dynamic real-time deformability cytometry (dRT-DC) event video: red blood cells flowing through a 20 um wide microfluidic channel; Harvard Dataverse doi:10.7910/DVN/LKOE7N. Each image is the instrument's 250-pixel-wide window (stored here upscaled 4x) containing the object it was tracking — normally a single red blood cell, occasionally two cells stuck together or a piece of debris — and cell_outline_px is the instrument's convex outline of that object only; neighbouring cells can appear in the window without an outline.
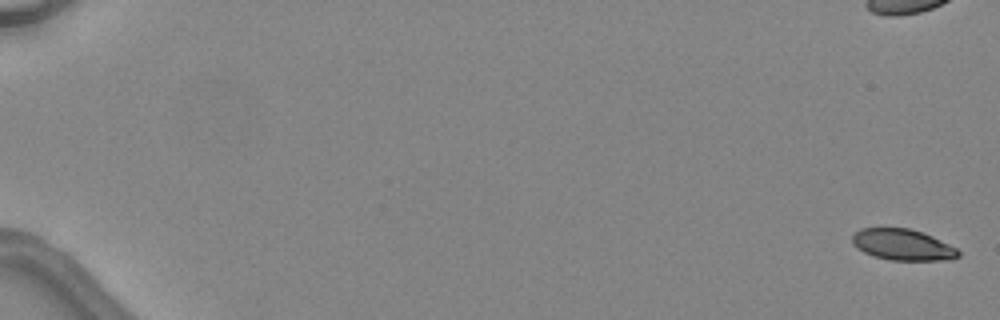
{"species": "common noctule bat (a hibernating species)", "species_latin": "Nyctalus noctula", "temperature_condition": "warm", "stored_images_in_passage": 6, "camera_frame_rate_fps": 3000, "um_per_image_px": 0.085, "animal": {"sex": "female", "body_mass_g": 24.6, "forearm_length_mm": 56.2}, "frame": {"image": 1, "passage_image": 1, "time_ms": 0.0, "image_size_px": [1000, 320], "cell_outline_px": [[960, 256], [952, 260], [888, 260], [872, 256], [864, 252], [852, 244], [852, 236], [860, 228], [908, 228], [932, 236], [956, 248], [960, 252]], "centroid_in_image_um": [76.72, 20.81], "position_along_channel_um": 8.3, "area_um2": 19.25}}